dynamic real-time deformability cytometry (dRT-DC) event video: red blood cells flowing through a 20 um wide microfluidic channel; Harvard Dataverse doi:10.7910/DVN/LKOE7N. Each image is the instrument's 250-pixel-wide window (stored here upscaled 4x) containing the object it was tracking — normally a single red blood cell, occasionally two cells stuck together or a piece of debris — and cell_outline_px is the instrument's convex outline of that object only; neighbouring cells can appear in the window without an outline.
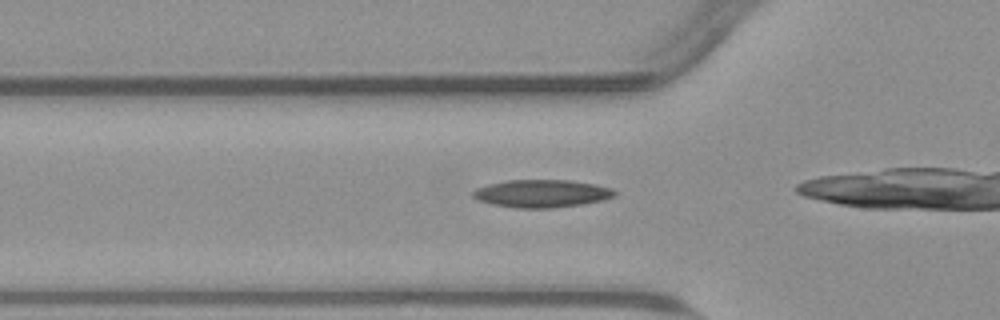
{"species": "common noctule bat (a hibernating species)", "species_latin": "Nyctalus noctula", "temperature_condition": "warm", "stored_images_in_passage": 15, "camera_frame_rate_fps": 3000, "um_per_image_px": 0.085, "animal": {"sex": "male", "body_mass_g": 23.1, "forearm_length_mm": 52.7}, "frame": {"image": 1, "passage_image": 3, "time_ms": 0.667, "image_size_px": [1000, 320], "cell_outline_px": [[616, 196], [604, 200], [584, 204], [552, 208], [516, 208], [492, 204], [480, 200], [472, 196], [472, 192], [476, 188], [488, 184], [504, 180], [572, 180], [596, 184], [612, 188], [616, 192]], "centroid_in_image_um": [46.08, 16.44], "position_along_channel_um": 79.7, "area_um2": 23.12}}
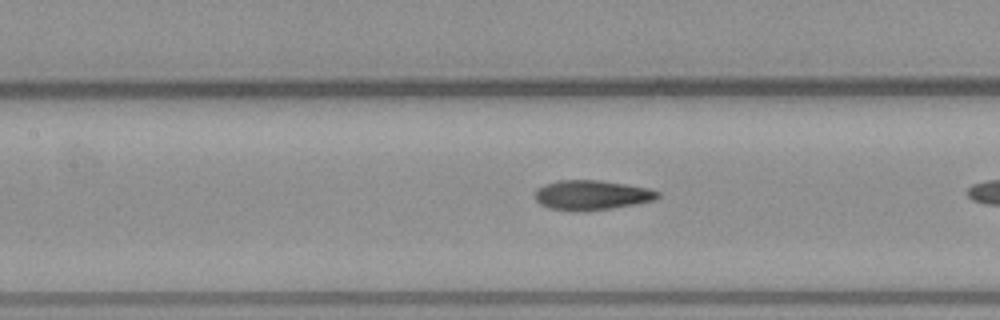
{"frame": {"image": 2, "passage_image": 9, "time_ms": 2.667, "image_size_px": [1000, 320], "cell_outline_px": [[660, 196], [656, 200], [636, 204], [612, 208], [584, 212], [572, 212], [548, 208], [540, 204], [536, 200], [536, 192], [540, 188], [548, 184], [560, 180], [600, 180], [648, 188], [660, 192]], "centroid_in_image_um": [50.33, 16.61], "position_along_channel_um": 157.1, "area_um2": 21.33}}
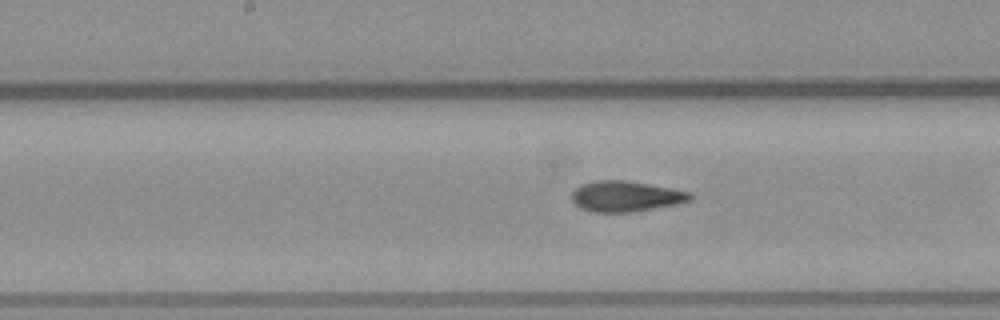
{"frame": {"image": 3, "passage_image": 12, "time_ms": 3.667, "image_size_px": [1000, 320], "cell_outline_px": [[692, 200], [676, 204], [636, 212], [592, 212], [580, 208], [572, 200], [572, 192], [580, 184], [596, 180], [624, 180], [672, 188], [688, 192], [692, 196]], "centroid_in_image_um": [53.17, 16.69], "position_along_channel_um": 195.0, "area_um2": 21.15}}